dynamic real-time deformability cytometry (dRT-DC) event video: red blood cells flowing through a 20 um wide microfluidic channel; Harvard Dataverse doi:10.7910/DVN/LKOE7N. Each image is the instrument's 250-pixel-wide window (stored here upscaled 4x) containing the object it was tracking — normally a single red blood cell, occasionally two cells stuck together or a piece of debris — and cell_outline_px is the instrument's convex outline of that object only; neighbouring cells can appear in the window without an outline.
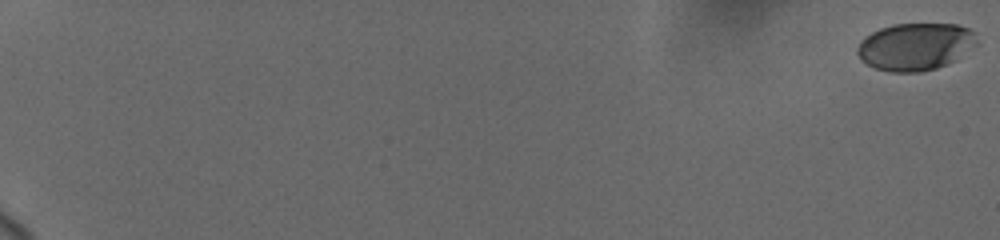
{"species": "human", "species_latin": "Homo sapiens", "temperature_condition": "cold", "stored_images_in_passage": 53, "camera_frame_rate_fps": 3000, "um_per_image_px": 0.085, "donor": {"sex": "female"}, "frame": {"image": 1, "passage_image": 1, "time_ms": 0.0, "image_size_px": [1000, 240], "cell_outline_px": [[976, 44], [956, 60], [948, 64], [936, 68], [920, 72], [888, 72], [876, 68], [860, 60], [856, 52], [856, 48], [860, 40], [864, 36], [880, 28], [892, 24], [956, 24], [968, 28], [976, 32]], "centroid_in_image_um": [77.78, 3.96], "position_along_channel_um": 7.2, "area_um2": 33.23}}
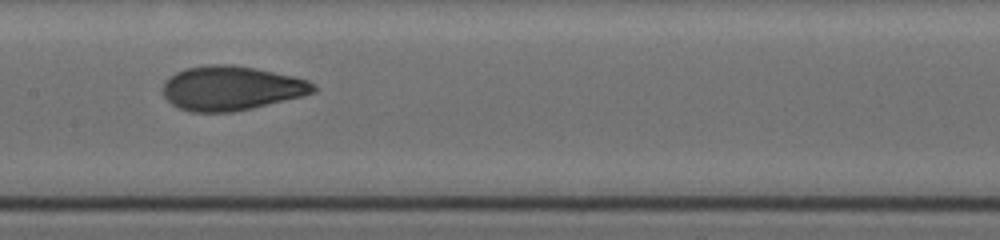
{"frame": {"image": 2, "passage_image": 30, "time_ms": 11.333, "image_size_px": [1000, 240], "cell_outline_px": [[316, 92], [304, 96], [252, 108], [232, 112], [192, 112], [176, 108], [164, 96], [164, 80], [168, 76], [176, 72], [188, 68], [208, 64], [232, 64], [256, 68], [292, 76], [308, 80], [316, 84]], "centroid_in_image_um": [19.67, 7.49], "position_along_channel_um": 187.7, "area_um2": 39.13}}
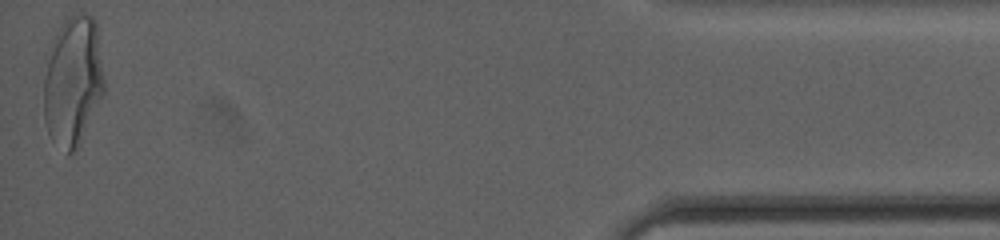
{"frame": {"image": 3, "passage_image": 53, "time_ms": 19.667, "image_size_px": [1000, 240], "cell_outline_px": [[104, 92], [80, 144], [72, 152], [68, 152], [48, 132], [44, 120], [44, 56], [60, 24], [68, 16], [76, 12], [92, 16], [96, 20], [104, 80]], "centroid_in_image_um": [6.18, 6.79], "position_along_channel_um": 429.0, "area_um2": 45.95}, "authors_computed_cell_mechanics": {"area_um2": 37.8012, "velocity_mm_per_s": 3.6895, "shape_relaxation_time_tau1_ms": 4.6201, "shape_relaxation_time_tau2_ms": 0.897, "deformation_change_tau1": 0.1697, "deformation_change_tau2": 0.0715}}